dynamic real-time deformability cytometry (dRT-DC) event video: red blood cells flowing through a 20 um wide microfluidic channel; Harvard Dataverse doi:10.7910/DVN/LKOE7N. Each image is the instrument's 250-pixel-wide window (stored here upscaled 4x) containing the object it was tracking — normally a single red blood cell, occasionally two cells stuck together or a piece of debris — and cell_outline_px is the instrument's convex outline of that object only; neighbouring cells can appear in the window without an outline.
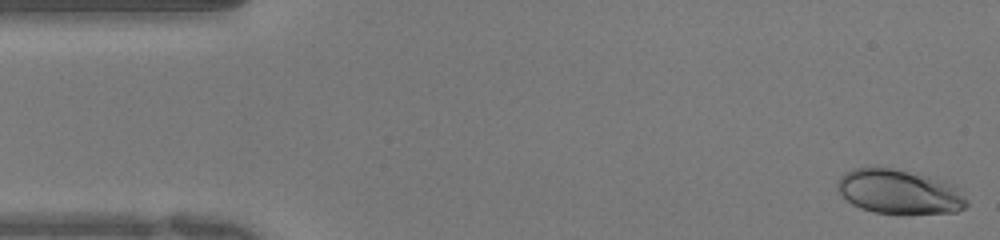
{"species": "human", "species_latin": "Homo sapiens", "temperature_condition": "warm", "stored_images_in_passage": 50, "camera_frame_rate_fps": 3000, "um_per_image_px": 0.085, "donor": {"sex": "female"}, "frame": {"image": 1, "passage_image": 1, "time_ms": 0.0, "image_size_px": [1000, 240], "cell_outline_px": [[968, 204], [964, 208], [956, 212], [876, 212], [860, 208], [852, 204], [836, 188], [836, 180], [844, 172], [852, 168], [892, 168], [928, 176], [952, 184], [968, 200]], "centroid_in_image_um": [76.39, 16.28], "position_along_channel_um": 8.6, "area_um2": 32.77}}
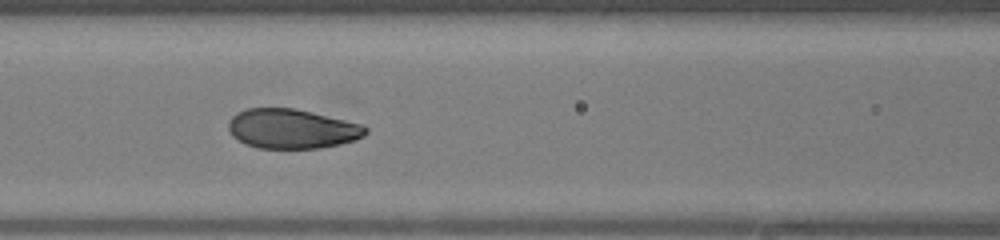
{"frame": {"image": 2, "passage_image": 20, "time_ms": 6.333, "image_size_px": [1000, 240], "cell_outline_px": [[368, 132], [364, 136], [356, 140], [340, 144], [320, 148], [256, 148], [244, 144], [232, 136], [228, 128], [228, 120], [236, 112], [248, 108], [292, 108], [364, 124], [368, 128]], "centroid_in_image_um": [24.81, 10.95], "position_along_channel_um": 141.8, "area_um2": 31.85}}
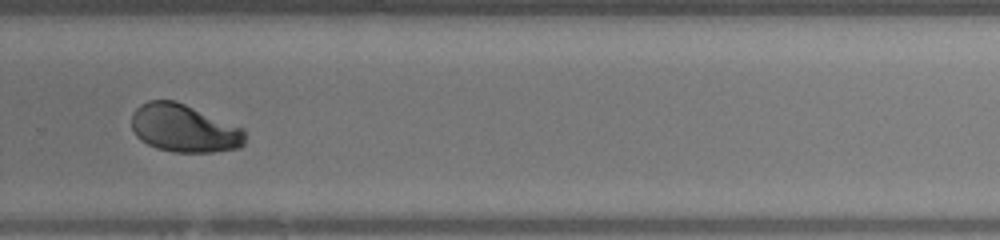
{"frame": {"image": 3, "passage_image": 33, "time_ms": 10.667, "image_size_px": [1000, 240], "cell_outline_px": [[244, 144], [240, 148], [212, 152], [172, 152], [156, 148], [140, 140], [136, 136], [132, 128], [132, 112], [140, 104], [148, 100], [176, 100], [244, 128]], "centroid_in_image_um": [15.63, 10.9], "position_along_channel_um": 314.2, "area_um2": 31.91}, "authors_computed_cell_mechanics": {"area_um2": 32.5703, "velocity_mm_per_s": 3.995, "shape_relaxation_time_tau1_ms": 3.5774, "shape_relaxation_time_tau2_ms": null, "deformation_change_tau1": 0.1567, "deformation_change_tau2": null}}